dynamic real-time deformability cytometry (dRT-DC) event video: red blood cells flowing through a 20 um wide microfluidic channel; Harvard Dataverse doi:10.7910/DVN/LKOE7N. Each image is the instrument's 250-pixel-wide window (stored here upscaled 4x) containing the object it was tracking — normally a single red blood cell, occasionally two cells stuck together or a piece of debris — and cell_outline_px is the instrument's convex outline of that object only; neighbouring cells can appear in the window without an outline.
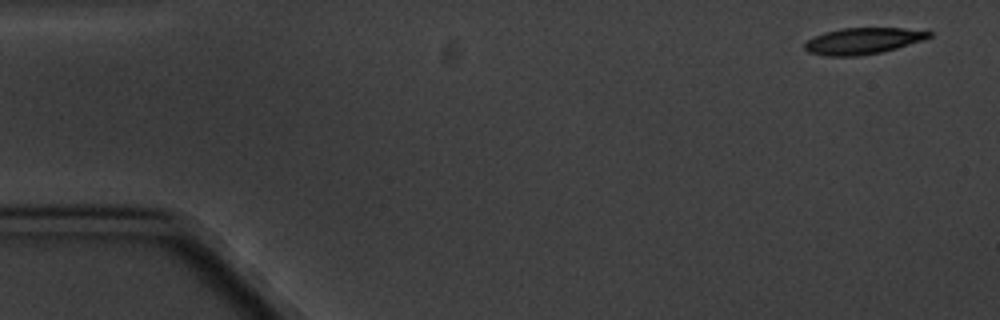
{"species": "common noctule bat (a hibernating species)", "species_latin": "Nyctalus noctula", "temperature_condition": "cold", "stored_images_in_passage": 5, "camera_frame_rate_fps": 3000, "um_per_image_px": 0.085, "animal": {"sex": "male", "body_mass_g": 20.1, "forearm_length_mm": 53.5}, "frame": {"image": 1, "passage_image": 1, "time_ms": 0.0, "image_size_px": [1000, 320], "cell_outline_px": [[932, 36], [924, 40], [896, 48], [880, 52], [856, 56], [828, 56], [808, 52], [804, 48], [804, 44], [808, 40], [824, 32], [840, 28], [904, 28], [932, 32]], "centroid_in_image_um": [73.35, 3.47], "position_along_channel_um": 11.7, "area_um2": 18.96}}